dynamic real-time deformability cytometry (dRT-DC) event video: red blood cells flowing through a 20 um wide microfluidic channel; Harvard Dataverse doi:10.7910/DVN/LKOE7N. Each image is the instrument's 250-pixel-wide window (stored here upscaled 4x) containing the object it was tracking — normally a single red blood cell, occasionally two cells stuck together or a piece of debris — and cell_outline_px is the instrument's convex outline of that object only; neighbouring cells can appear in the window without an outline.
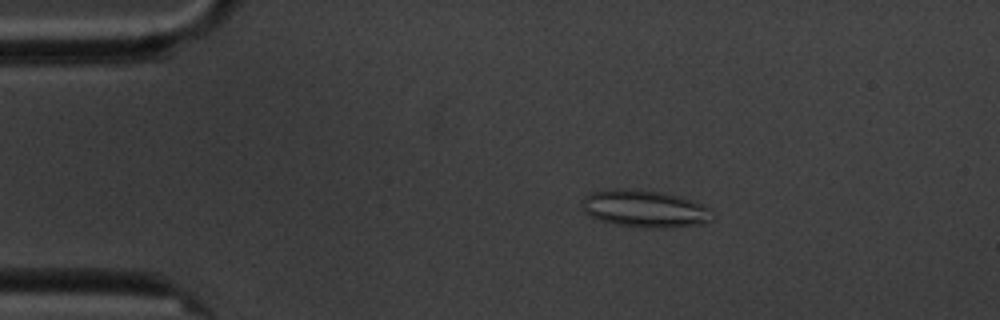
{"species": "common noctule bat (a hibernating species)", "species_latin": "Nyctalus noctula", "temperature_condition": "cold", "stored_images_in_passage": 9, "camera_frame_rate_fps": 3000, "um_per_image_px": 0.085, "animal": {"sex": "male", "body_mass_g": 20.1, "forearm_length_mm": 53.5}, "frame": {"image": 1, "passage_image": 3, "time_ms": 2.333, "image_size_px": [1000, 320], "cell_outline_px": [[712, 220], [700, 224], [672, 228], [652, 228], [616, 224], [600, 220], [584, 212], [584, 196], [588, 192], [612, 188], [620, 188], [660, 192], [680, 196], [692, 200], [712, 208]], "centroid_in_image_um": [54.84, 17.73], "position_along_channel_um": 30.2, "area_um2": 28.32}}
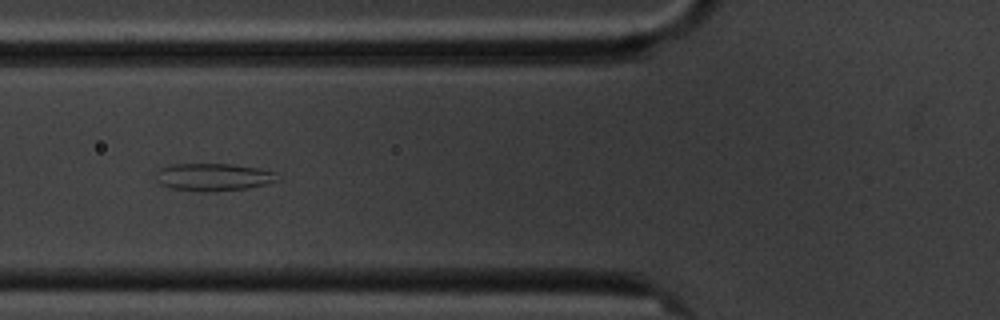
{"frame": {"image": 2, "passage_image": 6, "time_ms": 6.0, "image_size_px": [1000, 320], "cell_outline_px": [[280, 180], [264, 184], [244, 188], [212, 192], [200, 192], [172, 188], [160, 184], [156, 180], [156, 172], [160, 168], [172, 164], [232, 164], [260, 168], [276, 172]], "centroid_in_image_um": [18.13, 15.05], "position_along_channel_um": 107.7, "area_um2": 19.59}}
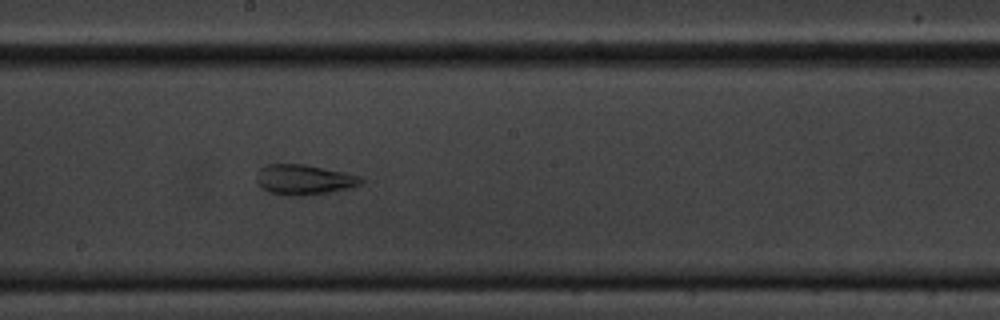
{"frame": {"image": 3, "passage_image": 9, "time_ms": 9.333, "image_size_px": [1000, 320], "cell_outline_px": [[364, 180], [360, 184], [348, 188], [312, 196], [292, 196], [268, 192], [260, 188], [256, 184], [256, 172], [264, 164], [304, 164], [344, 172], [360, 176]], "centroid_in_image_um": [25.78, 15.28], "position_along_channel_um": 222.4, "area_um2": 18.73}}